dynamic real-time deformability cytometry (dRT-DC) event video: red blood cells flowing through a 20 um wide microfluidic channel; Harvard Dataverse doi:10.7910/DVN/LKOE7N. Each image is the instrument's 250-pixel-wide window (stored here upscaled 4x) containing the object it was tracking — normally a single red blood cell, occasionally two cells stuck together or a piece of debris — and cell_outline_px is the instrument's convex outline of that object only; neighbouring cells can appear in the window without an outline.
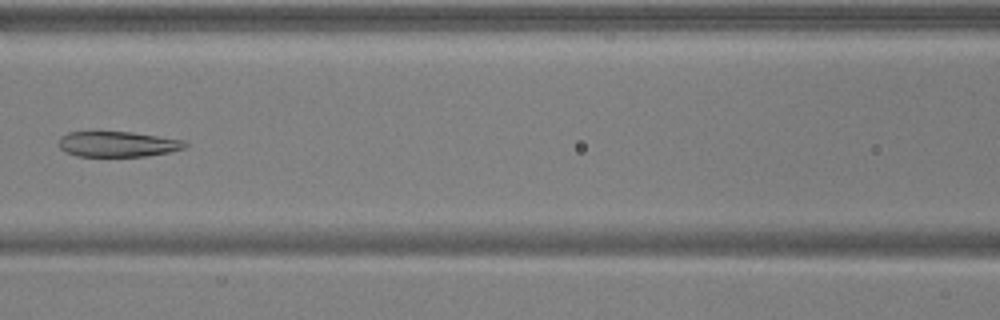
{"species": "common noctule bat (a hibernating species)", "species_latin": "Nyctalus noctula", "temperature_condition": "warm", "stored_images_in_passage": 7, "camera_frame_rate_fps": 3000, "um_per_image_px": 0.085, "animal": {"sex": "male", "body_mass_g": 17.9, "forearm_length_mm": 54.2}, "frame": {"image": 1, "passage_image": 7, "time_ms": 2.0, "image_size_px": [1000, 320], "cell_outline_px": [[188, 144], [184, 148], [168, 152], [148, 156], [76, 156], [60, 148], [60, 136], [68, 132], [92, 128], [132, 132], [184, 140]], "centroid_in_image_um": [9.94, 12.19], "position_along_channel_um": 156.7, "area_um2": 19.48}}